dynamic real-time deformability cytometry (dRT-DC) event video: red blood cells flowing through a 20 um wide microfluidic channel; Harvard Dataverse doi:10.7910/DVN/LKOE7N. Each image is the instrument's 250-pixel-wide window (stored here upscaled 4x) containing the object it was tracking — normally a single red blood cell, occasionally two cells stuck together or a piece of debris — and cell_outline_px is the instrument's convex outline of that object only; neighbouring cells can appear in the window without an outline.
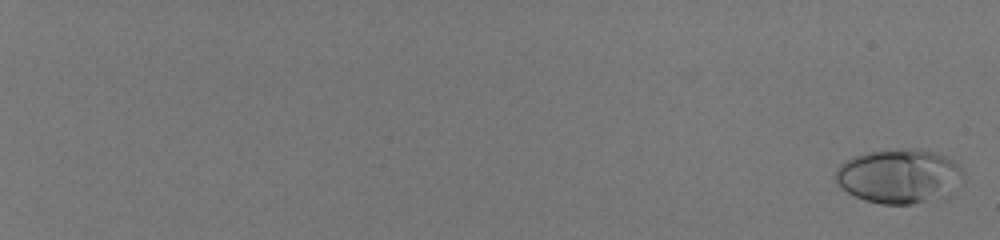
{"species": "human", "species_latin": "Homo sapiens", "temperature_condition": "room temperature", "stored_images_in_passage": 59, "camera_frame_rate_fps": 3000, "um_per_image_px": 0.085, "donor": {"sex": "male"}, "frame": {"image": 1, "passage_image": 2, "time_ms": 0.333, "image_size_px": [1000, 240], "cell_outline_px": [[964, 184], [952, 196], [940, 200], [912, 204], [880, 204], [864, 200], [840, 188], [836, 184], [836, 168], [844, 160], [852, 156], [864, 152], [896, 148], [908, 148], [940, 152], [948, 156], [960, 164], [964, 172]], "centroid_in_image_um": [76.53, 14.97], "position_along_channel_um": 8.5, "area_um2": 42.25}}
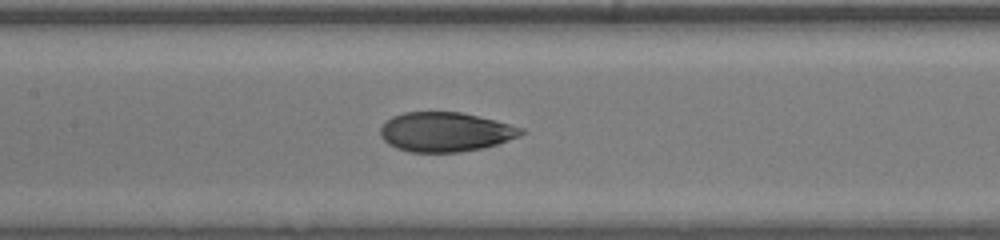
{"frame": {"image": 2, "passage_image": 36, "time_ms": 11.667, "image_size_px": [1000, 240], "cell_outline_px": [[528, 132], [520, 136], [496, 144], [480, 148], [460, 152], [408, 152], [396, 148], [388, 144], [380, 136], [380, 128], [392, 116], [404, 112], [460, 112], [496, 120], [524, 128]], "centroid_in_image_um": [37.87, 11.21], "position_along_channel_um": 169.5, "area_um2": 32.43}}
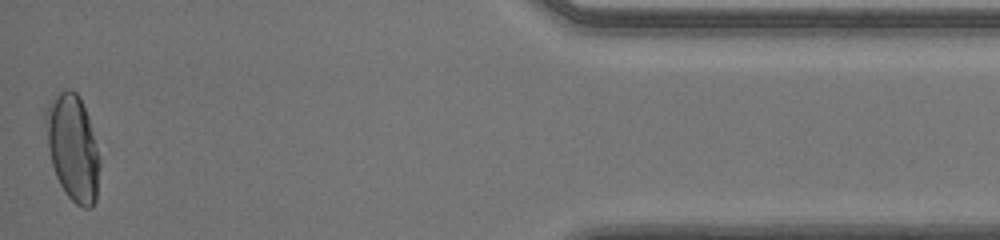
{"frame": {"image": 3, "passage_image": 59, "time_ms": 19.333, "image_size_px": [1000, 240], "cell_outline_px": [[100, 168], [96, 200], [92, 208], [84, 208], [76, 204], [68, 196], [60, 184], [56, 176], [52, 164], [48, 148], [44, 120], [44, 112], [48, 104], [64, 88], [72, 88], [80, 96], [88, 116], [100, 160]], "centroid_in_image_um": [6.19, 12.54], "position_along_channel_um": 429.0, "area_um2": 33.47}, "authors_computed_cell_mechanics": {"area_um2": 33.0616, "velocity_mm_per_s": 4.0354, "shape_relaxation_time_tau1_ms": 5.7415, "shape_relaxation_time_tau2_ms": null, "deformation_change_tau1": 0.2308, "deformation_change_tau2": null}}